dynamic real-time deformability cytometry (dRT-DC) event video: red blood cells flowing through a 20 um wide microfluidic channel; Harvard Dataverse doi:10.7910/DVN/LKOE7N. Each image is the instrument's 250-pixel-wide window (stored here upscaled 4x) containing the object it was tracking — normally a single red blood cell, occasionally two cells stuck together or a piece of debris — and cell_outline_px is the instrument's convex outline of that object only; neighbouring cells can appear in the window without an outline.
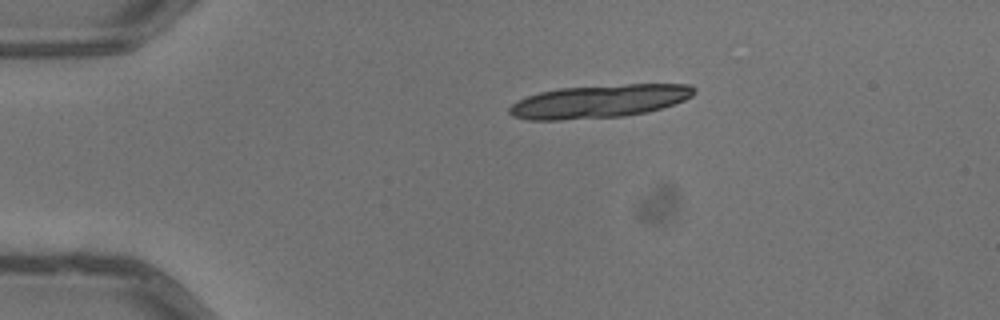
{"species": "common noctule bat (a hibernating species)", "species_latin": "Nyctalus noctula", "temperature_condition": "warm", "stored_images_in_passage": 5, "camera_frame_rate_fps": 3000, "um_per_image_px": 0.085, "animal": {"sex": "male", "body_mass_g": 13.3}, "frame": {"image": 1, "passage_image": 1, "time_ms": 0.0, "image_size_px": [1000, 320], "cell_outline_px": [[696, 92], [692, 96], [684, 100], [660, 108], [644, 112], [624, 116], [560, 120], [528, 120], [512, 116], [508, 112], [508, 108], [516, 100], [540, 92], [560, 88], [624, 84], [688, 84], [696, 88]], "centroid_in_image_um": [50.9, 8.61], "position_along_channel_um": 34.1, "area_um2": 35.6}}
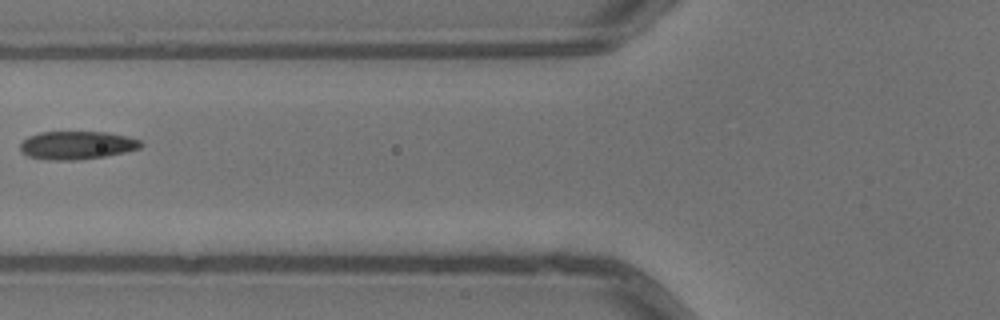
{"frame": {"image": 2, "passage_image": 4, "time_ms": 1.0, "image_size_px": [1000, 320], "cell_outline_px": [[144, 144], [140, 148], [124, 152], [104, 156], [76, 160], [48, 160], [28, 156], [20, 152], [20, 144], [28, 136], [40, 132], [108, 132], [128, 136], [140, 140]], "centroid_in_image_um": [6.53, 12.34], "position_along_channel_um": 119.3, "area_um2": 19.88}}
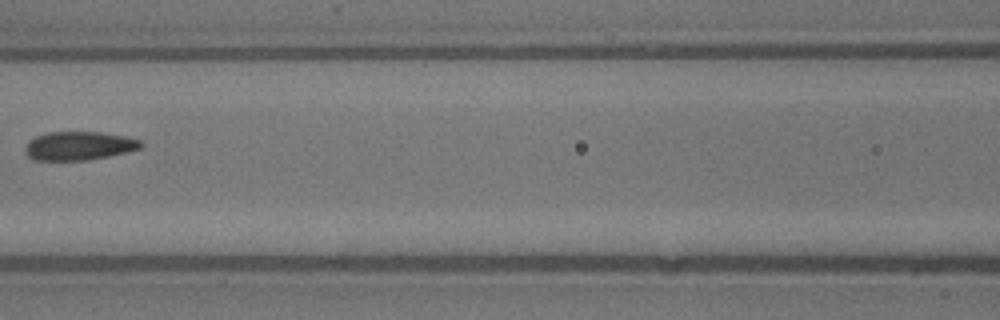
{"frame": {"image": 3, "passage_image": 5, "time_ms": 1.333, "image_size_px": [1000, 320], "cell_outline_px": [[144, 144], [140, 148], [128, 152], [88, 160], [32, 160], [24, 152], [24, 148], [28, 140], [36, 136], [48, 132], [100, 132], [128, 136], [140, 140]], "centroid_in_image_um": [6.7, 12.39], "position_along_channel_um": 159.9, "area_um2": 19.54}}